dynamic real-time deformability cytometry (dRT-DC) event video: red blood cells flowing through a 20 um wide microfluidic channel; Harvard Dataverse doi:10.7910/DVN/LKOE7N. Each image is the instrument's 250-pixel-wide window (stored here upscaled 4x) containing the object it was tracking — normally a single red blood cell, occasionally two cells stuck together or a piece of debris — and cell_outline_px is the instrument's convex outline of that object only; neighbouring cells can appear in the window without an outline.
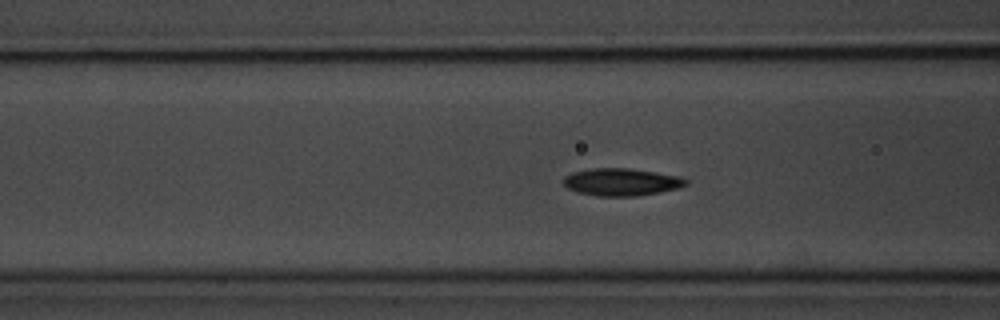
{"species": "common noctule bat (a hibernating species)", "species_latin": "Nyctalus noctula", "temperature_condition": "room temperature", "stored_images_in_passage": 55, "camera_frame_rate_fps": 3000, "um_per_image_px": 0.085, "animal": {"sex": "male", "body_mass_g": 20.1, "forearm_length_mm": 53.5}, "frame": {"image": 1, "passage_image": 20, "time_ms": 6.333, "image_size_px": [1000, 320], "cell_outline_px": [[688, 184], [680, 188], [660, 192], [636, 196], [596, 196], [576, 192], [568, 188], [560, 180], [564, 176], [572, 172], [592, 168], [628, 168], [656, 172], [680, 176], [688, 180]], "centroid_in_image_um": [52.81, 15.47], "position_along_channel_um": 113.8, "area_um2": 19.83}}
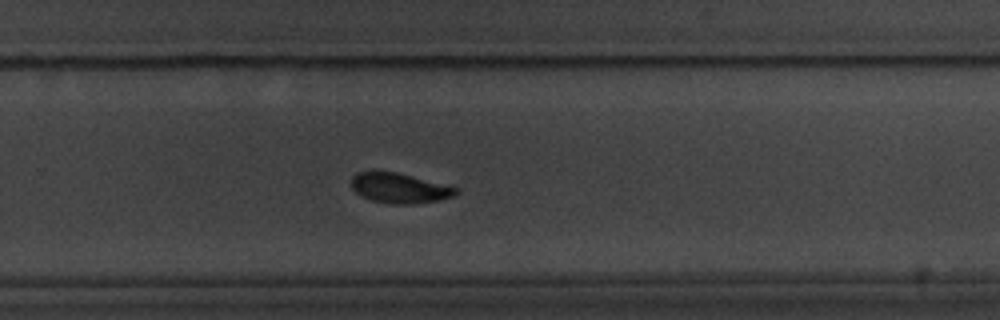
{"frame": {"image": 2, "passage_image": 35, "time_ms": 11.333, "image_size_px": [1000, 320], "cell_outline_px": [[460, 192], [452, 196], [440, 200], [412, 204], [392, 204], [372, 200], [360, 196], [352, 188], [352, 176], [356, 172], [396, 172], [456, 188]], "centroid_in_image_um": [33.92, 16.0], "position_along_channel_um": 295.9, "area_um2": 17.92}}
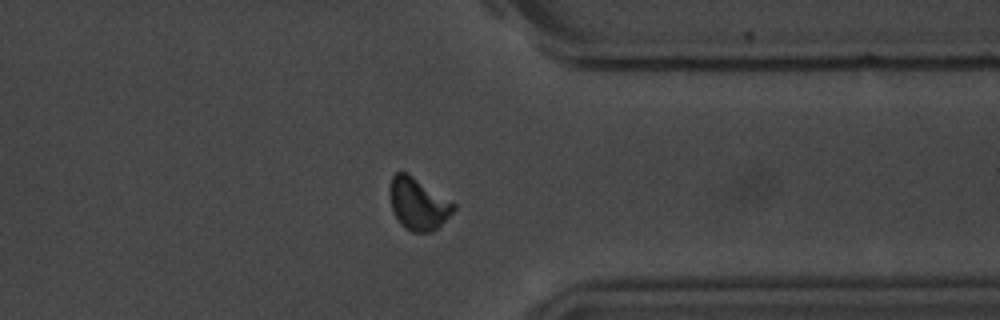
{"frame": {"image": 3, "passage_image": 42, "time_ms": 13.667, "image_size_px": [1000, 320], "cell_outline_px": [[456, 208], [432, 232], [412, 232], [404, 228], [400, 224], [392, 208], [388, 192], [388, 188], [392, 176], [396, 172], [408, 172], [456, 204]], "centroid_in_image_um": [35.5, 17.3], "position_along_channel_um": 375.9, "area_um2": 19.36}, "authors_computed_cell_mechanics": {"area_um2": 18.8428, "velocity_mm_per_s": 3.6387, "shape_relaxation_time_tau1_ms": 2.2495, "shape_relaxation_time_tau2_ms": 2.3098, "deformation_change_tau1": 0.1298, "deformation_change_tau2": 0.0585}}